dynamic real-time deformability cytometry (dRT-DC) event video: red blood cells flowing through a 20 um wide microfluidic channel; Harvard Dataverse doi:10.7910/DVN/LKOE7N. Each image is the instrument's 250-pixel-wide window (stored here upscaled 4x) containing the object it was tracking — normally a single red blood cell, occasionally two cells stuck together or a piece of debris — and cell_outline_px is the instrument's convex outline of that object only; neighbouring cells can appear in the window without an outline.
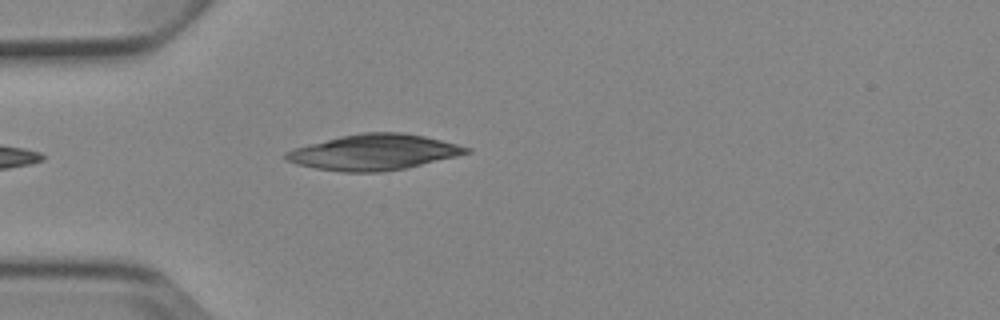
{"species": "Egyptian fruit bat (a non-hibernating species)", "species_latin": "Rousettus aegyptiacus", "temperature_condition": "cold", "stored_images_in_passage": 4, "camera_frame_rate_fps": 3000, "um_per_image_px": 0.085, "animal": {"sex": "female"}, "frame": {"image": 1, "passage_image": 4, "time_ms": 3.333, "image_size_px": [1000, 320], "cell_outline_px": [[472, 152], [456, 156], [404, 168], [384, 172], [344, 172], [316, 168], [296, 164], [284, 160], [284, 152], [296, 148], [340, 136], [360, 132], [400, 132], [424, 136], [472, 148]], "centroid_in_image_um": [31.77, 12.94], "position_along_channel_um": 53.2, "area_um2": 37.22}}